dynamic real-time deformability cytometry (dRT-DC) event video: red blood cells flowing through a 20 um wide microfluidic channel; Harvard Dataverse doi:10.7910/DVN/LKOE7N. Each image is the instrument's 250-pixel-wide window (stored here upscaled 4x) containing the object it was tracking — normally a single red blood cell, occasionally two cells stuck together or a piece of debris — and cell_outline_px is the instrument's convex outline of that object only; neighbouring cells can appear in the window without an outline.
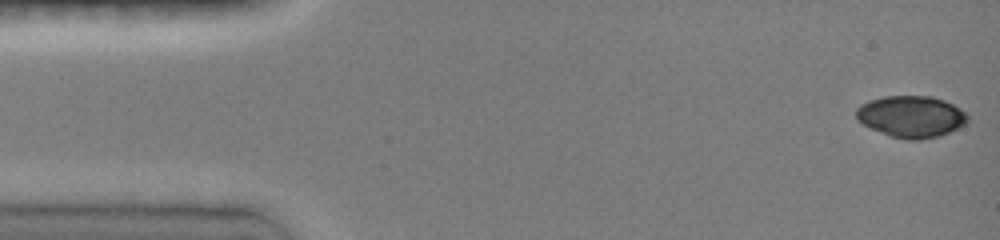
{"species": "common noctule bat (a hibernating species)", "species_latin": "Nyctalus noctula", "temperature_condition": "room temperature", "stored_images_in_passage": 21, "camera_frame_rate_fps": 3000, "um_per_image_px": 0.085, "animal": {"sex": "female", "body_mass_g": 19.0, "forearm_length_mm": 51.5}, "frame": {"image": 1, "passage_image": 1, "time_ms": 0.0, "image_size_px": [1000, 240], "cell_outline_px": [[968, 120], [964, 124], [948, 132], [936, 136], [920, 140], [908, 140], [892, 136], [872, 128], [864, 124], [856, 116], [856, 108], [860, 104], [868, 100], [884, 96], [932, 96], [944, 100], [960, 108], [968, 116]], "centroid_in_image_um": [77.44, 9.89], "position_along_channel_um": 7.6, "area_um2": 26.7}}
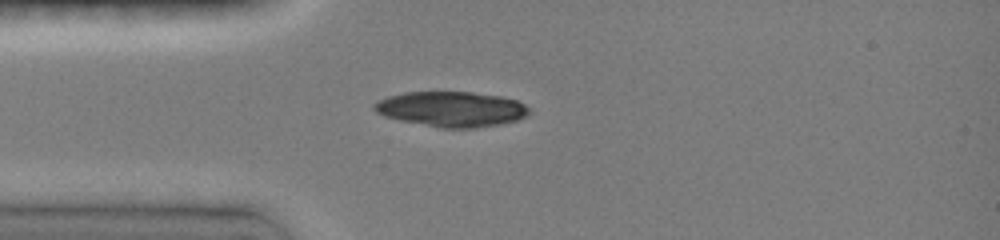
{"frame": {"image": 2, "passage_image": 7, "time_ms": 3.667, "image_size_px": [1000, 240], "cell_outline_px": [[528, 112], [524, 116], [516, 120], [500, 124], [476, 128], [440, 128], [400, 120], [384, 116], [376, 112], [372, 108], [372, 104], [388, 96], [404, 92], [472, 92], [500, 96], [516, 100], [524, 104], [528, 108]], "centroid_in_image_um": [38.33, 9.27], "position_along_channel_um": 46.7, "area_um2": 31.67}}